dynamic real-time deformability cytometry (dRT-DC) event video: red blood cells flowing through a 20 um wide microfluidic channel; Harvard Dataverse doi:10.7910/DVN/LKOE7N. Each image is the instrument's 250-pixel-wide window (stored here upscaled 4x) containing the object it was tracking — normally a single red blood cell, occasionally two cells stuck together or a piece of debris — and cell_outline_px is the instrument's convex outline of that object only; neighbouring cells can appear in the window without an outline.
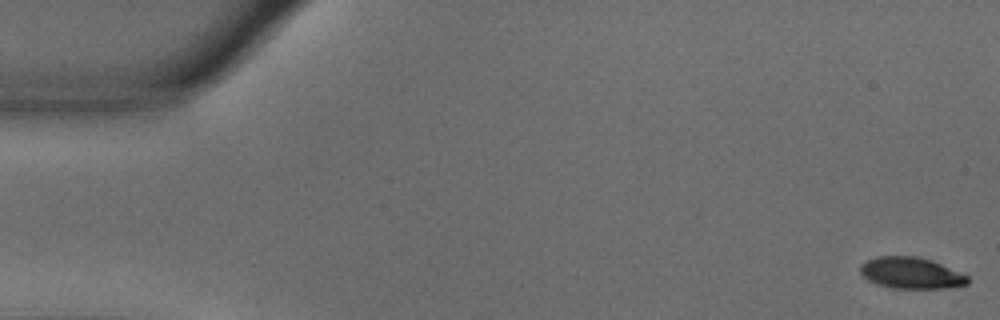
{"species": "common noctule bat (a hibernating species)", "species_latin": "Nyctalus noctula", "temperature_condition": "warm", "stored_images_in_passage": 55, "camera_frame_rate_fps": 3000, "um_per_image_px": 0.085, "animal": {"sex": "male", "body_mass_g": 18.8}, "frame": {"image": 1, "passage_image": 1, "time_ms": 0.0, "image_size_px": [1000, 320], "cell_outline_px": [[968, 284], [948, 288], [892, 288], [876, 284], [868, 280], [860, 272], [860, 264], [876, 256], [916, 256], [932, 260], [968, 276]], "centroid_in_image_um": [77.42, 23.2], "position_along_channel_um": 7.6, "area_um2": 19.59}}
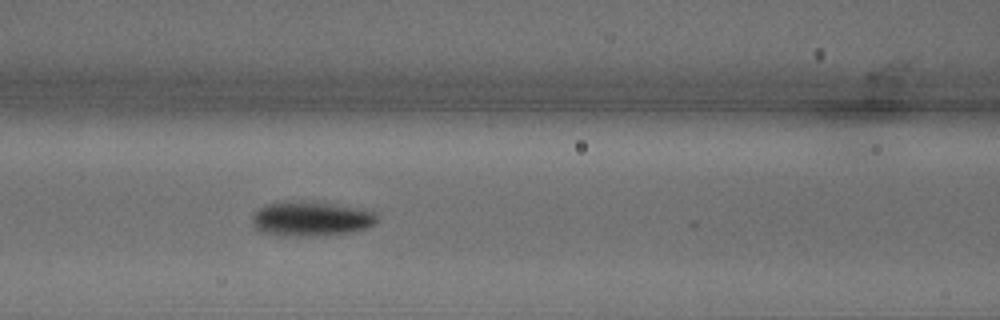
{"frame": {"image": 2, "passage_image": 23, "time_ms": 7.333, "image_size_px": [1000, 320], "cell_outline_px": [[380, 216], [376, 224], [368, 228], [352, 232], [320, 236], [280, 236], [260, 232], [252, 224], [252, 216], [264, 204], [296, 200], [312, 200], [372, 208]], "centroid_in_image_um": [26.55, 18.57], "position_along_channel_um": 140.0, "area_um2": 26.59}}
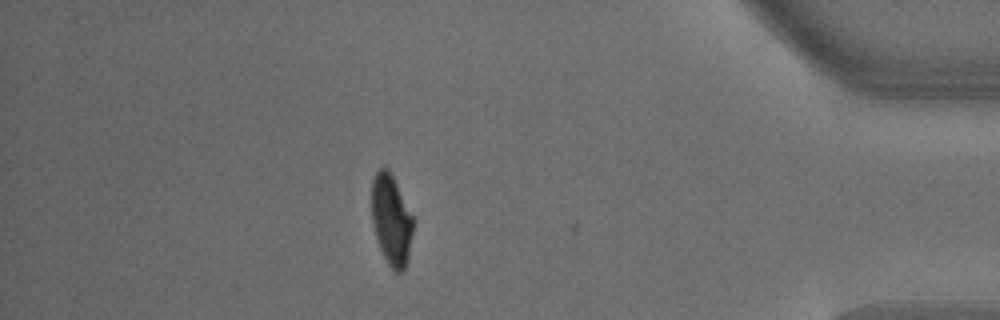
{"frame": {"image": 3, "passage_image": 48, "time_ms": 15.667, "image_size_px": [1000, 320], "cell_outline_px": [[412, 232], [408, 260], [404, 268], [400, 272], [396, 272], [388, 264], [380, 248], [372, 224], [372, 180], [376, 172], [380, 168], [388, 168], [412, 216]], "centroid_in_image_um": [33.24, 18.7], "position_along_channel_um": 402.0, "area_um2": 21.33}, "authors_computed_cell_mechanics": {"area_um2": 22.9466, "velocity_mm_per_s": 3.667, "shape_relaxation_time_tau1_ms": 2.9627, "shape_relaxation_time_tau2_ms": 1.7573, "deformation_change_tau1": 0.1673, "deformation_change_tau2": 0.0441}}